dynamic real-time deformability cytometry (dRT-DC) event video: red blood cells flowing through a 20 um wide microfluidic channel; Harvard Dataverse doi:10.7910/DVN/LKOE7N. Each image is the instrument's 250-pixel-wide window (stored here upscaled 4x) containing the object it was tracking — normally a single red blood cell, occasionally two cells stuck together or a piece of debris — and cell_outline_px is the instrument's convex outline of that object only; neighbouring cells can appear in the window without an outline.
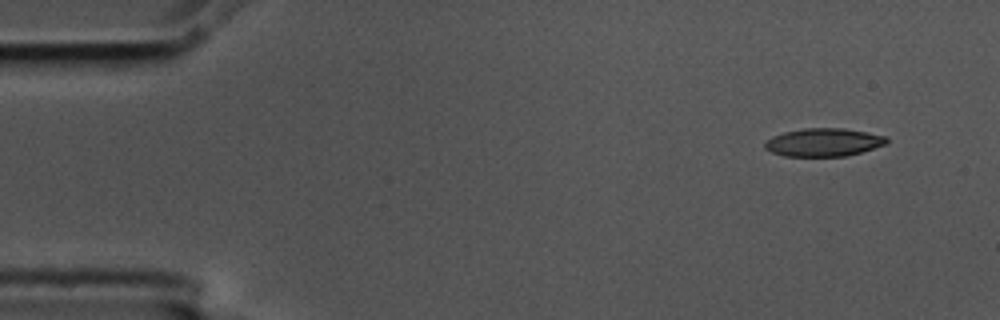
{"species": "common noctule bat (a hibernating species)", "species_latin": "Nyctalus noctula", "temperature_condition": "cold", "stored_images_in_passage": 2, "camera_frame_rate_fps": 3000, "um_per_image_px": 0.085, "animal": {"sex": "male", "body_mass_g": 17.5, "forearm_length_mm": 52.3}, "frame": {"image": 1, "passage_image": 1, "time_ms": 0.0, "image_size_px": [1000, 320], "cell_outline_px": [[888, 144], [860, 152], [844, 156], [784, 156], [772, 152], [764, 148], [764, 140], [772, 136], [784, 132], [804, 128], [844, 128], [888, 136]], "centroid_in_image_um": [70.0, 12.09], "position_along_channel_um": 15.0, "area_um2": 20.06}}